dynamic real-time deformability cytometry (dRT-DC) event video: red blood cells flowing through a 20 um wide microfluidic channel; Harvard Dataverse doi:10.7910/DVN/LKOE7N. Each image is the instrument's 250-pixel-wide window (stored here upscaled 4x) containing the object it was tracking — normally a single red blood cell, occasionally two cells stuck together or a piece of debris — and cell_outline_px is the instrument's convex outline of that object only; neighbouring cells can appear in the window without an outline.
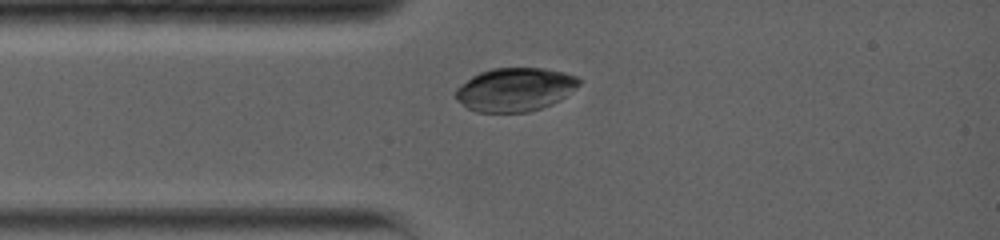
{"species": "common noctule bat (a hibernating species)", "species_latin": "Nyctalus noctula", "temperature_condition": "warm", "stored_images_in_passage": 12, "camera_frame_rate_fps": 5000, "um_per_image_px": 0.085, "animal": {"sex": "female", "body_mass_g": 19.0, "forearm_length_mm": 56.7}, "frame": {"image": 1, "passage_image": 2, "time_ms": 0.8, "image_size_px": [1000, 240], "cell_outline_px": [[580, 84], [560, 100], [552, 104], [528, 112], [476, 112], [468, 108], [456, 100], [456, 88], [460, 84], [472, 76], [480, 72], [492, 68], [544, 68], [564, 72], [576, 76], [580, 80]], "centroid_in_image_um": [43.76, 7.6], "position_along_channel_um": 41.2, "area_um2": 31.27}}
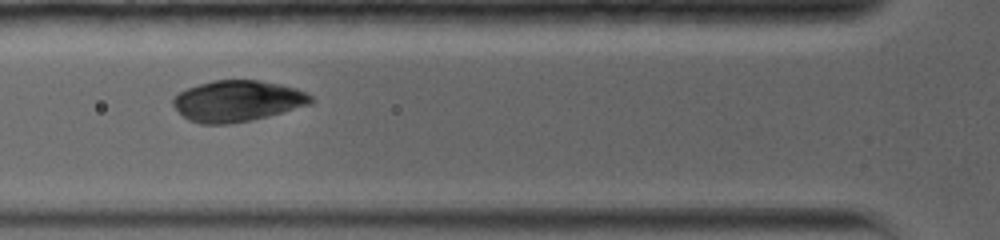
{"frame": {"image": 2, "passage_image": 5, "time_ms": 2.6, "image_size_px": [1000, 240], "cell_outline_px": [[316, 100], [312, 104], [268, 116], [252, 120], [232, 124], [200, 124], [188, 120], [172, 104], [172, 100], [180, 92], [188, 88], [212, 80], [256, 80], [280, 84], [296, 88], [308, 92]], "centroid_in_image_um": [20.23, 8.59], "position_along_channel_um": 105.6, "area_um2": 33.12}}